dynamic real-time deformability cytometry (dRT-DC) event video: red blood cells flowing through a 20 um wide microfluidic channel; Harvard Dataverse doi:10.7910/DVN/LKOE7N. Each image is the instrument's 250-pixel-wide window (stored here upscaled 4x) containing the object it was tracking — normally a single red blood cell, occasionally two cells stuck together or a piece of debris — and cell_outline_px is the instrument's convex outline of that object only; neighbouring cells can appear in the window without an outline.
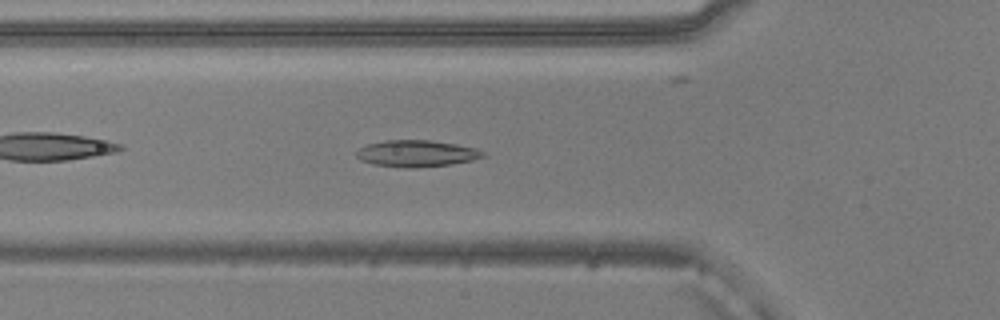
{"species": "common noctule bat (a hibernating species)", "species_latin": "Nyctalus noctula", "temperature_condition": "warm", "stored_images_in_passage": 41, "camera_frame_rate_fps": 3000, "um_per_image_px": 0.085, "animal": {"sex": "male", "body_mass_g": 20.5, "forearm_length_mm": 52.5}, "frame": {"image": 1, "passage_image": 6, "time_ms": 1.667, "image_size_px": [1000, 320], "cell_outline_px": [[488, 156], [472, 160], [452, 164], [416, 168], [404, 168], [372, 164], [360, 160], [356, 156], [356, 152], [360, 148], [368, 144], [384, 140], [432, 140], [456, 144], [476, 148], [484, 152]], "centroid_in_image_um": [35.42, 13.05], "position_along_channel_um": 90.4, "area_um2": 19.83}}
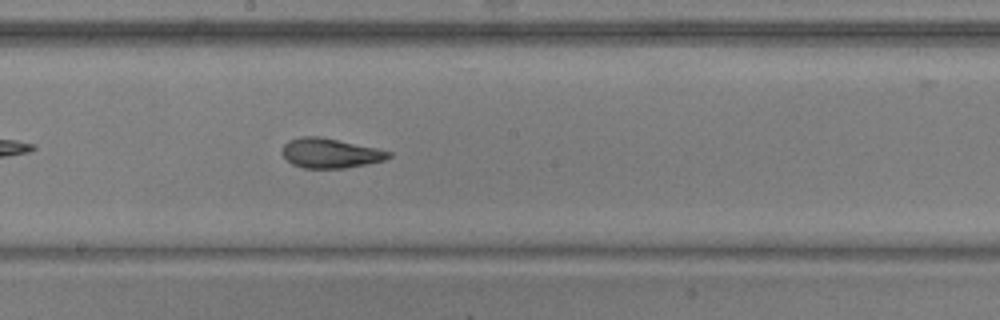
{"frame": {"image": 2, "passage_image": 16, "time_ms": 5.0, "image_size_px": [1000, 320], "cell_outline_px": [[392, 156], [384, 160], [368, 164], [344, 168], [304, 168], [292, 164], [280, 152], [284, 144], [288, 140], [300, 136], [316, 136], [376, 148], [392, 152]], "centroid_in_image_um": [28.05, 13.02], "position_along_channel_um": 220.2, "area_um2": 18.32}}
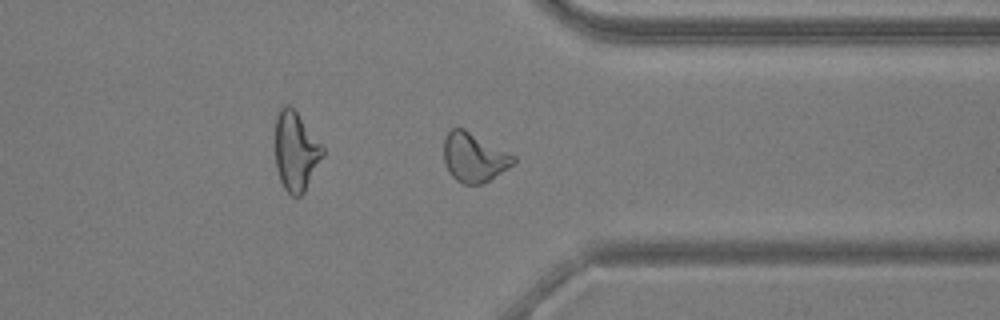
{"frame": {"image": 3, "passage_image": 28, "time_ms": 9.0, "image_size_px": [1000, 320], "cell_outline_px": [[516, 160], [512, 164], [488, 180], [480, 184], [464, 184], [456, 180], [448, 172], [444, 160], [444, 136], [452, 128], [464, 128], [516, 156]], "centroid_in_image_um": [40.25, 13.36], "position_along_channel_um": 371.1, "area_um2": 19.71}, "authors_computed_cell_mechanics": {"area_um2": 19.5942, "velocity_mm_per_s": 3.8742, "shape_relaxation_time_tau1_ms": 4.9221, "shape_relaxation_time_tau2_ms": 2.334, "deformation_change_tau1": 0.1452, "deformation_change_tau2": 0.092}}